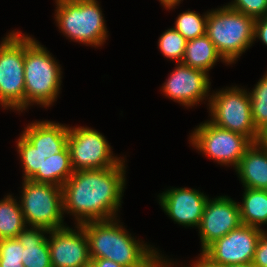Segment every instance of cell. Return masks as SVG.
Segmentation results:
<instances>
[{
    "label": "cell",
    "instance_id": "6da1fadb",
    "mask_svg": "<svg viewBox=\"0 0 267 267\" xmlns=\"http://www.w3.org/2000/svg\"><path fill=\"white\" fill-rule=\"evenodd\" d=\"M125 175L124 159L113 167L74 171L62 186L64 213L74 216L77 225L118 217Z\"/></svg>",
    "mask_w": 267,
    "mask_h": 267
},
{
    "label": "cell",
    "instance_id": "7a4b0ae2",
    "mask_svg": "<svg viewBox=\"0 0 267 267\" xmlns=\"http://www.w3.org/2000/svg\"><path fill=\"white\" fill-rule=\"evenodd\" d=\"M80 225L86 233L90 259H109L123 267H148L161 254L158 248L136 240L117 217Z\"/></svg>",
    "mask_w": 267,
    "mask_h": 267
},
{
    "label": "cell",
    "instance_id": "3957f363",
    "mask_svg": "<svg viewBox=\"0 0 267 267\" xmlns=\"http://www.w3.org/2000/svg\"><path fill=\"white\" fill-rule=\"evenodd\" d=\"M50 51L25 35V110L31 105L53 106L61 90L62 69Z\"/></svg>",
    "mask_w": 267,
    "mask_h": 267
},
{
    "label": "cell",
    "instance_id": "277c9868",
    "mask_svg": "<svg viewBox=\"0 0 267 267\" xmlns=\"http://www.w3.org/2000/svg\"><path fill=\"white\" fill-rule=\"evenodd\" d=\"M254 25L255 19L224 5L208 11L206 35L231 65L254 43Z\"/></svg>",
    "mask_w": 267,
    "mask_h": 267
},
{
    "label": "cell",
    "instance_id": "5b68a950",
    "mask_svg": "<svg viewBox=\"0 0 267 267\" xmlns=\"http://www.w3.org/2000/svg\"><path fill=\"white\" fill-rule=\"evenodd\" d=\"M55 22L67 39L86 46L99 47L108 31L97 0H55Z\"/></svg>",
    "mask_w": 267,
    "mask_h": 267
},
{
    "label": "cell",
    "instance_id": "8992f818",
    "mask_svg": "<svg viewBox=\"0 0 267 267\" xmlns=\"http://www.w3.org/2000/svg\"><path fill=\"white\" fill-rule=\"evenodd\" d=\"M0 42V105L25 111V34L11 31Z\"/></svg>",
    "mask_w": 267,
    "mask_h": 267
},
{
    "label": "cell",
    "instance_id": "52a82bcc",
    "mask_svg": "<svg viewBox=\"0 0 267 267\" xmlns=\"http://www.w3.org/2000/svg\"><path fill=\"white\" fill-rule=\"evenodd\" d=\"M208 108L214 125L245 135L253 143L259 141L261 135L253 122L247 89L236 85L213 91Z\"/></svg>",
    "mask_w": 267,
    "mask_h": 267
},
{
    "label": "cell",
    "instance_id": "ba28073f",
    "mask_svg": "<svg viewBox=\"0 0 267 267\" xmlns=\"http://www.w3.org/2000/svg\"><path fill=\"white\" fill-rule=\"evenodd\" d=\"M21 193L19 204L26 225L48 230L66 227L62 187L23 180Z\"/></svg>",
    "mask_w": 267,
    "mask_h": 267
},
{
    "label": "cell",
    "instance_id": "9c48e42d",
    "mask_svg": "<svg viewBox=\"0 0 267 267\" xmlns=\"http://www.w3.org/2000/svg\"><path fill=\"white\" fill-rule=\"evenodd\" d=\"M192 147L221 166L239 165L253 142L245 135L214 125L210 120L200 123L190 135Z\"/></svg>",
    "mask_w": 267,
    "mask_h": 267
},
{
    "label": "cell",
    "instance_id": "30bf717a",
    "mask_svg": "<svg viewBox=\"0 0 267 267\" xmlns=\"http://www.w3.org/2000/svg\"><path fill=\"white\" fill-rule=\"evenodd\" d=\"M67 146L74 171L113 167L124 158L113 154L102 133L86 126L69 127Z\"/></svg>",
    "mask_w": 267,
    "mask_h": 267
},
{
    "label": "cell",
    "instance_id": "8fae6325",
    "mask_svg": "<svg viewBox=\"0 0 267 267\" xmlns=\"http://www.w3.org/2000/svg\"><path fill=\"white\" fill-rule=\"evenodd\" d=\"M263 231L262 227L241 224L210 244L200 255L217 267L252 263Z\"/></svg>",
    "mask_w": 267,
    "mask_h": 267
},
{
    "label": "cell",
    "instance_id": "7c38bea8",
    "mask_svg": "<svg viewBox=\"0 0 267 267\" xmlns=\"http://www.w3.org/2000/svg\"><path fill=\"white\" fill-rule=\"evenodd\" d=\"M176 64L175 69L170 72V76L163 83L161 89L163 94L187 108L194 107L206 99H208L209 106L211 96L209 74L182 62Z\"/></svg>",
    "mask_w": 267,
    "mask_h": 267
},
{
    "label": "cell",
    "instance_id": "4fadbf2b",
    "mask_svg": "<svg viewBox=\"0 0 267 267\" xmlns=\"http://www.w3.org/2000/svg\"><path fill=\"white\" fill-rule=\"evenodd\" d=\"M242 224L239 202L226 195L209 198L198 227L201 253L214 241L227 235Z\"/></svg>",
    "mask_w": 267,
    "mask_h": 267
},
{
    "label": "cell",
    "instance_id": "5bb4252c",
    "mask_svg": "<svg viewBox=\"0 0 267 267\" xmlns=\"http://www.w3.org/2000/svg\"><path fill=\"white\" fill-rule=\"evenodd\" d=\"M49 230L48 246L52 267H89L88 240L84 228L75 225Z\"/></svg>",
    "mask_w": 267,
    "mask_h": 267
},
{
    "label": "cell",
    "instance_id": "9a60e30c",
    "mask_svg": "<svg viewBox=\"0 0 267 267\" xmlns=\"http://www.w3.org/2000/svg\"><path fill=\"white\" fill-rule=\"evenodd\" d=\"M159 205L175 223L198 228L205 204L209 199L203 192L187 187L170 188L159 193Z\"/></svg>",
    "mask_w": 267,
    "mask_h": 267
},
{
    "label": "cell",
    "instance_id": "2e32d148",
    "mask_svg": "<svg viewBox=\"0 0 267 267\" xmlns=\"http://www.w3.org/2000/svg\"><path fill=\"white\" fill-rule=\"evenodd\" d=\"M22 135L42 154L54 155L67 146L69 125L36 120L24 128Z\"/></svg>",
    "mask_w": 267,
    "mask_h": 267
},
{
    "label": "cell",
    "instance_id": "e0dca14e",
    "mask_svg": "<svg viewBox=\"0 0 267 267\" xmlns=\"http://www.w3.org/2000/svg\"><path fill=\"white\" fill-rule=\"evenodd\" d=\"M244 188L267 190V151L259 143H253L235 168Z\"/></svg>",
    "mask_w": 267,
    "mask_h": 267
},
{
    "label": "cell",
    "instance_id": "ac0fdd59",
    "mask_svg": "<svg viewBox=\"0 0 267 267\" xmlns=\"http://www.w3.org/2000/svg\"><path fill=\"white\" fill-rule=\"evenodd\" d=\"M49 230L42 227L27 226L17 235L24 247L22 264L24 267H52L48 238Z\"/></svg>",
    "mask_w": 267,
    "mask_h": 267
},
{
    "label": "cell",
    "instance_id": "d6986e66",
    "mask_svg": "<svg viewBox=\"0 0 267 267\" xmlns=\"http://www.w3.org/2000/svg\"><path fill=\"white\" fill-rule=\"evenodd\" d=\"M219 60L229 65L218 53L215 45L206 34L187 40L182 59L183 64L209 74L210 69H212Z\"/></svg>",
    "mask_w": 267,
    "mask_h": 267
},
{
    "label": "cell",
    "instance_id": "ffe728a7",
    "mask_svg": "<svg viewBox=\"0 0 267 267\" xmlns=\"http://www.w3.org/2000/svg\"><path fill=\"white\" fill-rule=\"evenodd\" d=\"M239 209L242 224L257 228L267 225V190L245 188Z\"/></svg>",
    "mask_w": 267,
    "mask_h": 267
},
{
    "label": "cell",
    "instance_id": "44dd1931",
    "mask_svg": "<svg viewBox=\"0 0 267 267\" xmlns=\"http://www.w3.org/2000/svg\"><path fill=\"white\" fill-rule=\"evenodd\" d=\"M13 197L8 194L0 200V240L16 238L27 227L19 201Z\"/></svg>",
    "mask_w": 267,
    "mask_h": 267
},
{
    "label": "cell",
    "instance_id": "7402d4cb",
    "mask_svg": "<svg viewBox=\"0 0 267 267\" xmlns=\"http://www.w3.org/2000/svg\"><path fill=\"white\" fill-rule=\"evenodd\" d=\"M16 145L22 163L23 180L42 183V164L46 158L52 155L42 154L22 134L18 138Z\"/></svg>",
    "mask_w": 267,
    "mask_h": 267
},
{
    "label": "cell",
    "instance_id": "603a6c76",
    "mask_svg": "<svg viewBox=\"0 0 267 267\" xmlns=\"http://www.w3.org/2000/svg\"><path fill=\"white\" fill-rule=\"evenodd\" d=\"M73 173L70 151L66 146L61 152L46 158L42 164V183L62 187Z\"/></svg>",
    "mask_w": 267,
    "mask_h": 267
},
{
    "label": "cell",
    "instance_id": "cb8c5ba5",
    "mask_svg": "<svg viewBox=\"0 0 267 267\" xmlns=\"http://www.w3.org/2000/svg\"><path fill=\"white\" fill-rule=\"evenodd\" d=\"M252 118L257 132L267 133V71L249 92Z\"/></svg>",
    "mask_w": 267,
    "mask_h": 267
},
{
    "label": "cell",
    "instance_id": "d4e9b609",
    "mask_svg": "<svg viewBox=\"0 0 267 267\" xmlns=\"http://www.w3.org/2000/svg\"><path fill=\"white\" fill-rule=\"evenodd\" d=\"M208 11L204 15L190 11L189 9L178 15L173 28L186 40L194 39L206 34V21Z\"/></svg>",
    "mask_w": 267,
    "mask_h": 267
},
{
    "label": "cell",
    "instance_id": "484cf974",
    "mask_svg": "<svg viewBox=\"0 0 267 267\" xmlns=\"http://www.w3.org/2000/svg\"><path fill=\"white\" fill-rule=\"evenodd\" d=\"M187 40L174 28L165 30L158 39V48L164 57L182 62Z\"/></svg>",
    "mask_w": 267,
    "mask_h": 267
},
{
    "label": "cell",
    "instance_id": "4316f807",
    "mask_svg": "<svg viewBox=\"0 0 267 267\" xmlns=\"http://www.w3.org/2000/svg\"><path fill=\"white\" fill-rule=\"evenodd\" d=\"M24 247L17 238L0 240V267H24Z\"/></svg>",
    "mask_w": 267,
    "mask_h": 267
},
{
    "label": "cell",
    "instance_id": "83f0119b",
    "mask_svg": "<svg viewBox=\"0 0 267 267\" xmlns=\"http://www.w3.org/2000/svg\"><path fill=\"white\" fill-rule=\"evenodd\" d=\"M227 5L253 19L267 15V0H234Z\"/></svg>",
    "mask_w": 267,
    "mask_h": 267
},
{
    "label": "cell",
    "instance_id": "f1b7e54d",
    "mask_svg": "<svg viewBox=\"0 0 267 267\" xmlns=\"http://www.w3.org/2000/svg\"><path fill=\"white\" fill-rule=\"evenodd\" d=\"M254 267H267V231H263L252 260Z\"/></svg>",
    "mask_w": 267,
    "mask_h": 267
},
{
    "label": "cell",
    "instance_id": "f546056e",
    "mask_svg": "<svg viewBox=\"0 0 267 267\" xmlns=\"http://www.w3.org/2000/svg\"><path fill=\"white\" fill-rule=\"evenodd\" d=\"M257 38L267 46V15L255 19L254 41H256Z\"/></svg>",
    "mask_w": 267,
    "mask_h": 267
},
{
    "label": "cell",
    "instance_id": "4dcf8cb0",
    "mask_svg": "<svg viewBox=\"0 0 267 267\" xmlns=\"http://www.w3.org/2000/svg\"><path fill=\"white\" fill-rule=\"evenodd\" d=\"M89 267H123L118 263L109 259H91V264Z\"/></svg>",
    "mask_w": 267,
    "mask_h": 267
},
{
    "label": "cell",
    "instance_id": "1f68e13d",
    "mask_svg": "<svg viewBox=\"0 0 267 267\" xmlns=\"http://www.w3.org/2000/svg\"><path fill=\"white\" fill-rule=\"evenodd\" d=\"M164 258L166 257H164L161 254L156 258V267H174V266L177 267V264L174 265L176 262L171 261L170 259H167V258L164 259ZM184 267H187V266L184 265Z\"/></svg>",
    "mask_w": 267,
    "mask_h": 267
},
{
    "label": "cell",
    "instance_id": "d6a6232c",
    "mask_svg": "<svg viewBox=\"0 0 267 267\" xmlns=\"http://www.w3.org/2000/svg\"><path fill=\"white\" fill-rule=\"evenodd\" d=\"M198 259L194 261V263L191 265V267H217L212 264H210L207 260H205L200 254ZM190 267V266H187Z\"/></svg>",
    "mask_w": 267,
    "mask_h": 267
},
{
    "label": "cell",
    "instance_id": "836d02e7",
    "mask_svg": "<svg viewBox=\"0 0 267 267\" xmlns=\"http://www.w3.org/2000/svg\"><path fill=\"white\" fill-rule=\"evenodd\" d=\"M183 0H159V2L161 3V5L165 8V9H175L176 6H178V4H180V2ZM175 7V8H174Z\"/></svg>",
    "mask_w": 267,
    "mask_h": 267
},
{
    "label": "cell",
    "instance_id": "e575fe53",
    "mask_svg": "<svg viewBox=\"0 0 267 267\" xmlns=\"http://www.w3.org/2000/svg\"><path fill=\"white\" fill-rule=\"evenodd\" d=\"M263 147L264 149L267 151V133L262 134L259 137V141H258Z\"/></svg>",
    "mask_w": 267,
    "mask_h": 267
},
{
    "label": "cell",
    "instance_id": "d590c367",
    "mask_svg": "<svg viewBox=\"0 0 267 267\" xmlns=\"http://www.w3.org/2000/svg\"><path fill=\"white\" fill-rule=\"evenodd\" d=\"M225 267H254L252 263L249 264H235V265H228Z\"/></svg>",
    "mask_w": 267,
    "mask_h": 267
},
{
    "label": "cell",
    "instance_id": "8d00e7d4",
    "mask_svg": "<svg viewBox=\"0 0 267 267\" xmlns=\"http://www.w3.org/2000/svg\"><path fill=\"white\" fill-rule=\"evenodd\" d=\"M148 267H156V259Z\"/></svg>",
    "mask_w": 267,
    "mask_h": 267
}]
</instances>
